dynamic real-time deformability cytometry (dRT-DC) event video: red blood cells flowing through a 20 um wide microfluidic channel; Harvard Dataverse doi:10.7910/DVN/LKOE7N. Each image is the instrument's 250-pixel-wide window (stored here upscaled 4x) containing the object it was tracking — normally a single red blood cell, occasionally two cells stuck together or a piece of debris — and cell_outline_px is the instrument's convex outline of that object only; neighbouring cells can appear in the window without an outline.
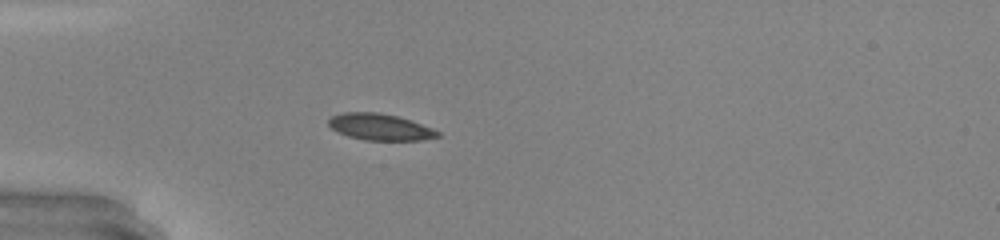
{"species": "common noctule bat (a hibernating species)", "species_latin": "Nyctalus noctula", "temperature_condition": "warm", "stored_images_in_passage": 49, "camera_frame_rate_fps": 3000, "um_per_image_px": 0.085, "animal": {"sex": "male", "body_mass_g": 20.0, "forearm_length_mm": 53.3}, "frame": {"image": 1, "passage_image": 15, "time_ms": 4.667, "image_size_px": [1000, 240], "cell_outline_px": [[440, 136], [420, 140], [364, 140], [348, 136], [336, 132], [328, 124], [328, 120], [332, 116], [344, 112], [380, 112], [396, 116], [432, 128], [440, 132]], "centroid_in_image_um": [32.26, 10.79], "position_along_channel_um": 52.7, "area_um2": 16.7}, "authors_computed_cell_mechanics": {"area_um2": 16.6464, "velocity_mm_per_s": 4.258, "shape_relaxation_time_tau1_ms": 4.6948, "shape_relaxation_time_tau2_ms": 0.6014, "deformation_change_tau1": 0.1571, "deformation_change_tau2": 0.0448}}